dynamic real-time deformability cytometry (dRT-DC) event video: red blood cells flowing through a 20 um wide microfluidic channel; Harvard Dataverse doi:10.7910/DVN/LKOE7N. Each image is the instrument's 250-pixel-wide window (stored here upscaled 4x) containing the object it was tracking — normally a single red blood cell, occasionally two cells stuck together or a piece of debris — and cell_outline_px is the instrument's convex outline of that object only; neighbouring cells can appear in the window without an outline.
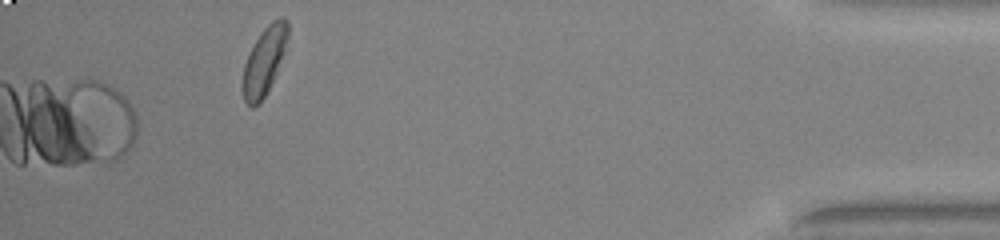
{"species": "common noctule bat (a hibernating species)", "species_latin": "Nyctalus noctula", "temperature_condition": "warm", "stored_images_in_passage": 47, "camera_frame_rate_fps": 3000, "um_per_image_px": 0.085, "animal": {"sex": "male", "body_mass_g": 20.0, "forearm_length_mm": 53.3}, "frame": {"image": 1, "passage_image": 47, "time_ms": 15.333, "image_size_px": [1000, 240], "cell_outline_px": [[288, 36], [276, 72], [260, 104], [252, 108], [244, 100], [244, 64], [260, 32], [272, 20], [280, 16], [284, 16], [288, 20]], "centroid_in_image_um": [22.48, 5.13], "position_along_channel_um": 412.7, "area_um2": 17.17}}